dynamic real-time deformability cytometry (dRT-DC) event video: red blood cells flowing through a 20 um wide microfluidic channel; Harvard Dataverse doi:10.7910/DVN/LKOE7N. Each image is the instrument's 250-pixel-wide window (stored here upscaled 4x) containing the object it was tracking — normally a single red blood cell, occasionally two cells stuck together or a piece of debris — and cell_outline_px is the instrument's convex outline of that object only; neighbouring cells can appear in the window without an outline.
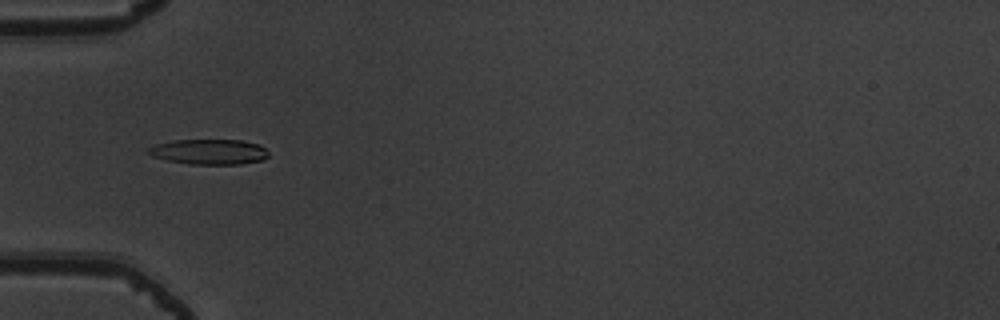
{"species": "common noctule bat (a hibernating species)", "species_latin": "Nyctalus noctula", "temperature_condition": "warm", "stored_images_in_passage": 38, "camera_frame_rate_fps": 3000, "um_per_image_px": 0.085, "animal": {"sex": "male", "body_mass_g": 19.5, "forearm_length_mm": 54.6}, "frame": {"image": 1, "passage_image": 3, "time_ms": 0.667, "image_size_px": [1000, 320], "cell_outline_px": [[268, 156], [264, 160], [240, 164], [188, 164], [168, 160], [152, 156], [144, 152], [148, 148], [156, 144], [176, 140], [240, 140], [260, 144], [268, 148]], "centroid_in_image_um": [17.81, 12.9], "position_along_channel_um": 67.2, "area_um2": 17.86}}
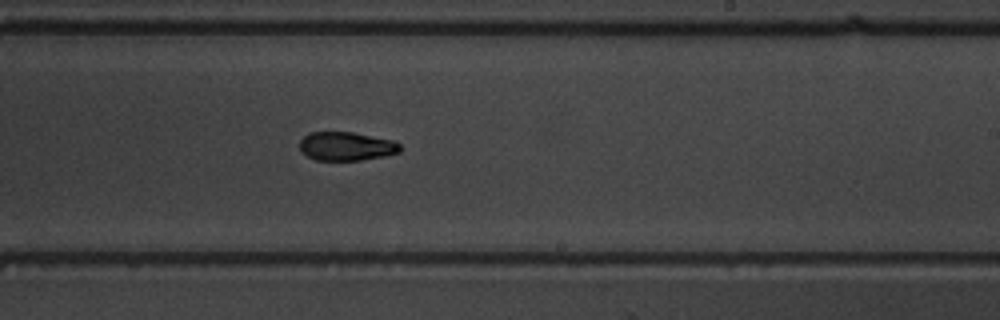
{"frame": {"image": 2, "passage_image": 18, "time_ms": 5.667, "image_size_px": [1000, 320], "cell_outline_px": [[404, 148], [400, 152], [384, 156], [360, 160], [316, 160], [308, 156], [300, 148], [300, 140], [308, 132], [352, 132], [392, 140], [400, 144]], "centroid_in_image_um": [29.47, 12.43], "position_along_channel_um": 259.5, "area_um2": 16.76}}
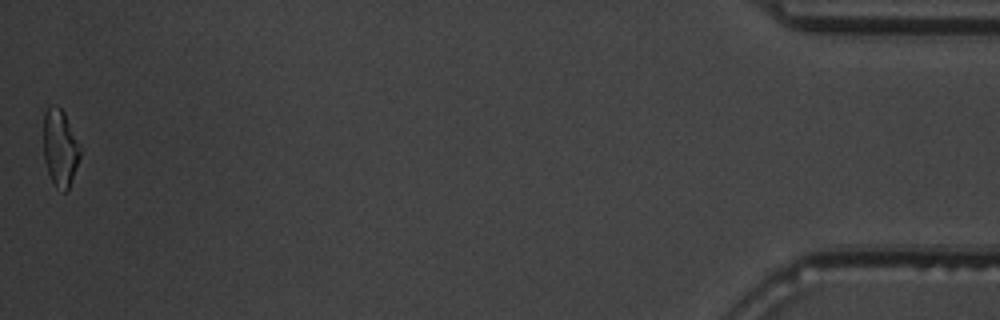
{"frame": {"image": 3, "passage_image": 38, "time_ms": 12.333, "image_size_px": [1000, 320], "cell_outline_px": [[80, 156], [68, 188], [64, 192], [56, 188], [48, 172], [44, 160], [44, 112], [52, 104], [56, 104], [64, 112], [80, 144]], "centroid_in_image_um": [5.1, 12.54], "position_along_channel_um": 430.1, "area_um2": 16.3}, "authors_computed_cell_mechanics": {"area_um2": 17.2822, "velocity_mm_per_s": 3.8801, "shape_relaxation_time_tau1_ms": 4.733, "shape_relaxation_time_tau2_ms": null, "deformation_change_tau1": 0.1908, "deformation_change_tau2": null}}